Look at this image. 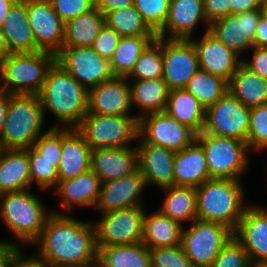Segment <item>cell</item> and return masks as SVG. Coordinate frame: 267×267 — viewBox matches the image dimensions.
I'll return each mask as SVG.
<instances>
[{"mask_svg": "<svg viewBox=\"0 0 267 267\" xmlns=\"http://www.w3.org/2000/svg\"><path fill=\"white\" fill-rule=\"evenodd\" d=\"M50 2L64 23L95 8V0H50Z\"/></svg>", "mask_w": 267, "mask_h": 267, "instance_id": "46", "label": "cell"}, {"mask_svg": "<svg viewBox=\"0 0 267 267\" xmlns=\"http://www.w3.org/2000/svg\"><path fill=\"white\" fill-rule=\"evenodd\" d=\"M248 254L252 266H267V208L261 205L246 207L233 232Z\"/></svg>", "mask_w": 267, "mask_h": 267, "instance_id": "16", "label": "cell"}, {"mask_svg": "<svg viewBox=\"0 0 267 267\" xmlns=\"http://www.w3.org/2000/svg\"><path fill=\"white\" fill-rule=\"evenodd\" d=\"M39 238L33 243L50 267H97L93 221H81L67 213L52 210Z\"/></svg>", "mask_w": 267, "mask_h": 267, "instance_id": "1", "label": "cell"}, {"mask_svg": "<svg viewBox=\"0 0 267 267\" xmlns=\"http://www.w3.org/2000/svg\"><path fill=\"white\" fill-rule=\"evenodd\" d=\"M11 95L12 94L10 92L0 88V135L6 122L7 110Z\"/></svg>", "mask_w": 267, "mask_h": 267, "instance_id": "55", "label": "cell"}, {"mask_svg": "<svg viewBox=\"0 0 267 267\" xmlns=\"http://www.w3.org/2000/svg\"><path fill=\"white\" fill-rule=\"evenodd\" d=\"M37 94H12L0 149H27L45 132L46 120Z\"/></svg>", "mask_w": 267, "mask_h": 267, "instance_id": "5", "label": "cell"}, {"mask_svg": "<svg viewBox=\"0 0 267 267\" xmlns=\"http://www.w3.org/2000/svg\"><path fill=\"white\" fill-rule=\"evenodd\" d=\"M136 114L100 115L87 113L76 128L91 149L129 147L138 138Z\"/></svg>", "mask_w": 267, "mask_h": 267, "instance_id": "8", "label": "cell"}, {"mask_svg": "<svg viewBox=\"0 0 267 267\" xmlns=\"http://www.w3.org/2000/svg\"><path fill=\"white\" fill-rule=\"evenodd\" d=\"M145 188L147 185L140 170L130 176L104 182L101 184L100 195L94 209L107 213L143 206L141 194Z\"/></svg>", "mask_w": 267, "mask_h": 267, "instance_id": "19", "label": "cell"}, {"mask_svg": "<svg viewBox=\"0 0 267 267\" xmlns=\"http://www.w3.org/2000/svg\"><path fill=\"white\" fill-rule=\"evenodd\" d=\"M162 190L166 193L159 210L162 214L182 226L198 219L196 187L172 185Z\"/></svg>", "mask_w": 267, "mask_h": 267, "instance_id": "33", "label": "cell"}, {"mask_svg": "<svg viewBox=\"0 0 267 267\" xmlns=\"http://www.w3.org/2000/svg\"><path fill=\"white\" fill-rule=\"evenodd\" d=\"M30 191L31 189H26L1 194L0 218L6 228L16 236L17 242H0L28 246L39 238L48 217L53 212L51 209H45L42 201Z\"/></svg>", "mask_w": 267, "mask_h": 267, "instance_id": "4", "label": "cell"}, {"mask_svg": "<svg viewBox=\"0 0 267 267\" xmlns=\"http://www.w3.org/2000/svg\"><path fill=\"white\" fill-rule=\"evenodd\" d=\"M163 77L161 38L157 37L139 56L128 80H152ZM131 78V79H130Z\"/></svg>", "mask_w": 267, "mask_h": 267, "instance_id": "39", "label": "cell"}, {"mask_svg": "<svg viewBox=\"0 0 267 267\" xmlns=\"http://www.w3.org/2000/svg\"><path fill=\"white\" fill-rule=\"evenodd\" d=\"M157 36H122L111 58L110 67L115 77H127L148 45Z\"/></svg>", "mask_w": 267, "mask_h": 267, "instance_id": "36", "label": "cell"}, {"mask_svg": "<svg viewBox=\"0 0 267 267\" xmlns=\"http://www.w3.org/2000/svg\"><path fill=\"white\" fill-rule=\"evenodd\" d=\"M196 195L199 220L237 229L247 207L241 180L211 178L196 187Z\"/></svg>", "mask_w": 267, "mask_h": 267, "instance_id": "3", "label": "cell"}, {"mask_svg": "<svg viewBox=\"0 0 267 267\" xmlns=\"http://www.w3.org/2000/svg\"><path fill=\"white\" fill-rule=\"evenodd\" d=\"M101 180L89 169L77 177L58 181L54 188L55 194L61 199L64 211H72L73 206L95 207L101 191Z\"/></svg>", "mask_w": 267, "mask_h": 267, "instance_id": "24", "label": "cell"}, {"mask_svg": "<svg viewBox=\"0 0 267 267\" xmlns=\"http://www.w3.org/2000/svg\"><path fill=\"white\" fill-rule=\"evenodd\" d=\"M105 24V17L96 7L65 23L63 47H92Z\"/></svg>", "mask_w": 267, "mask_h": 267, "instance_id": "34", "label": "cell"}, {"mask_svg": "<svg viewBox=\"0 0 267 267\" xmlns=\"http://www.w3.org/2000/svg\"><path fill=\"white\" fill-rule=\"evenodd\" d=\"M196 140L204 150L210 178L241 180L251 162L247 142L204 132Z\"/></svg>", "mask_w": 267, "mask_h": 267, "instance_id": "7", "label": "cell"}, {"mask_svg": "<svg viewBox=\"0 0 267 267\" xmlns=\"http://www.w3.org/2000/svg\"><path fill=\"white\" fill-rule=\"evenodd\" d=\"M185 89L206 109L228 92V82L219 76L199 69L188 81Z\"/></svg>", "mask_w": 267, "mask_h": 267, "instance_id": "37", "label": "cell"}, {"mask_svg": "<svg viewBox=\"0 0 267 267\" xmlns=\"http://www.w3.org/2000/svg\"><path fill=\"white\" fill-rule=\"evenodd\" d=\"M144 206H133L102 213V217L93 222L96 247L120 244H134L142 240Z\"/></svg>", "mask_w": 267, "mask_h": 267, "instance_id": "10", "label": "cell"}, {"mask_svg": "<svg viewBox=\"0 0 267 267\" xmlns=\"http://www.w3.org/2000/svg\"><path fill=\"white\" fill-rule=\"evenodd\" d=\"M26 12L36 51L57 55L63 48L65 23L54 11L50 0H26Z\"/></svg>", "mask_w": 267, "mask_h": 267, "instance_id": "15", "label": "cell"}, {"mask_svg": "<svg viewBox=\"0 0 267 267\" xmlns=\"http://www.w3.org/2000/svg\"><path fill=\"white\" fill-rule=\"evenodd\" d=\"M165 112L181 124L188 126L196 134L202 132L205 109L185 88L169 92Z\"/></svg>", "mask_w": 267, "mask_h": 267, "instance_id": "32", "label": "cell"}, {"mask_svg": "<svg viewBox=\"0 0 267 267\" xmlns=\"http://www.w3.org/2000/svg\"><path fill=\"white\" fill-rule=\"evenodd\" d=\"M16 0H0V27L2 26L3 20L6 17L10 7Z\"/></svg>", "mask_w": 267, "mask_h": 267, "instance_id": "56", "label": "cell"}, {"mask_svg": "<svg viewBox=\"0 0 267 267\" xmlns=\"http://www.w3.org/2000/svg\"><path fill=\"white\" fill-rule=\"evenodd\" d=\"M260 14L261 17L267 20V0H260Z\"/></svg>", "mask_w": 267, "mask_h": 267, "instance_id": "58", "label": "cell"}, {"mask_svg": "<svg viewBox=\"0 0 267 267\" xmlns=\"http://www.w3.org/2000/svg\"><path fill=\"white\" fill-rule=\"evenodd\" d=\"M1 30L10 53L36 52L35 39L26 12V0H16L10 7Z\"/></svg>", "mask_w": 267, "mask_h": 267, "instance_id": "27", "label": "cell"}, {"mask_svg": "<svg viewBox=\"0 0 267 267\" xmlns=\"http://www.w3.org/2000/svg\"><path fill=\"white\" fill-rule=\"evenodd\" d=\"M163 77L169 90L185 88L200 69L197 51L190 39L161 38Z\"/></svg>", "mask_w": 267, "mask_h": 267, "instance_id": "13", "label": "cell"}, {"mask_svg": "<svg viewBox=\"0 0 267 267\" xmlns=\"http://www.w3.org/2000/svg\"><path fill=\"white\" fill-rule=\"evenodd\" d=\"M174 185L198 187L211 179L204 150L195 139L174 157Z\"/></svg>", "mask_w": 267, "mask_h": 267, "instance_id": "26", "label": "cell"}, {"mask_svg": "<svg viewBox=\"0 0 267 267\" xmlns=\"http://www.w3.org/2000/svg\"><path fill=\"white\" fill-rule=\"evenodd\" d=\"M56 62L87 89L115 77L109 60L100 57L92 47H63Z\"/></svg>", "mask_w": 267, "mask_h": 267, "instance_id": "12", "label": "cell"}, {"mask_svg": "<svg viewBox=\"0 0 267 267\" xmlns=\"http://www.w3.org/2000/svg\"><path fill=\"white\" fill-rule=\"evenodd\" d=\"M228 92L252 109L267 103V80L241 63L228 82Z\"/></svg>", "mask_w": 267, "mask_h": 267, "instance_id": "31", "label": "cell"}, {"mask_svg": "<svg viewBox=\"0 0 267 267\" xmlns=\"http://www.w3.org/2000/svg\"><path fill=\"white\" fill-rule=\"evenodd\" d=\"M9 54H10V51L5 40V36L0 27V61Z\"/></svg>", "mask_w": 267, "mask_h": 267, "instance_id": "57", "label": "cell"}, {"mask_svg": "<svg viewBox=\"0 0 267 267\" xmlns=\"http://www.w3.org/2000/svg\"><path fill=\"white\" fill-rule=\"evenodd\" d=\"M196 133L166 112L149 113L139 118L138 136L145 142L181 151L196 139Z\"/></svg>", "mask_w": 267, "mask_h": 267, "instance_id": "14", "label": "cell"}, {"mask_svg": "<svg viewBox=\"0 0 267 267\" xmlns=\"http://www.w3.org/2000/svg\"><path fill=\"white\" fill-rule=\"evenodd\" d=\"M129 81L131 105L139 109V119L149 113L165 112L169 97V88L162 79Z\"/></svg>", "mask_w": 267, "mask_h": 267, "instance_id": "29", "label": "cell"}, {"mask_svg": "<svg viewBox=\"0 0 267 267\" xmlns=\"http://www.w3.org/2000/svg\"><path fill=\"white\" fill-rule=\"evenodd\" d=\"M182 228L181 246L194 267H211L221 248L231 239L233 231L227 226L202 221Z\"/></svg>", "mask_w": 267, "mask_h": 267, "instance_id": "9", "label": "cell"}, {"mask_svg": "<svg viewBox=\"0 0 267 267\" xmlns=\"http://www.w3.org/2000/svg\"><path fill=\"white\" fill-rule=\"evenodd\" d=\"M136 147L139 157V170L145 183L162 189L174 185V157L176 152L163 146L145 143L139 136Z\"/></svg>", "mask_w": 267, "mask_h": 267, "instance_id": "21", "label": "cell"}, {"mask_svg": "<svg viewBox=\"0 0 267 267\" xmlns=\"http://www.w3.org/2000/svg\"><path fill=\"white\" fill-rule=\"evenodd\" d=\"M211 267H253L241 243L232 236L221 248Z\"/></svg>", "mask_w": 267, "mask_h": 267, "instance_id": "44", "label": "cell"}, {"mask_svg": "<svg viewBox=\"0 0 267 267\" xmlns=\"http://www.w3.org/2000/svg\"><path fill=\"white\" fill-rule=\"evenodd\" d=\"M260 10L229 15L210 24L209 32L238 56L253 48Z\"/></svg>", "mask_w": 267, "mask_h": 267, "instance_id": "17", "label": "cell"}, {"mask_svg": "<svg viewBox=\"0 0 267 267\" xmlns=\"http://www.w3.org/2000/svg\"><path fill=\"white\" fill-rule=\"evenodd\" d=\"M97 267H151L149 248L142 242L102 247Z\"/></svg>", "mask_w": 267, "mask_h": 267, "instance_id": "35", "label": "cell"}, {"mask_svg": "<svg viewBox=\"0 0 267 267\" xmlns=\"http://www.w3.org/2000/svg\"><path fill=\"white\" fill-rule=\"evenodd\" d=\"M20 250L21 246L0 242V267H12L14 257Z\"/></svg>", "mask_w": 267, "mask_h": 267, "instance_id": "51", "label": "cell"}, {"mask_svg": "<svg viewBox=\"0 0 267 267\" xmlns=\"http://www.w3.org/2000/svg\"><path fill=\"white\" fill-rule=\"evenodd\" d=\"M260 8V0H232L231 15H238L243 12L258 10Z\"/></svg>", "mask_w": 267, "mask_h": 267, "instance_id": "53", "label": "cell"}, {"mask_svg": "<svg viewBox=\"0 0 267 267\" xmlns=\"http://www.w3.org/2000/svg\"><path fill=\"white\" fill-rule=\"evenodd\" d=\"M26 189H32L27 149H1L0 193Z\"/></svg>", "mask_w": 267, "mask_h": 267, "instance_id": "28", "label": "cell"}, {"mask_svg": "<svg viewBox=\"0 0 267 267\" xmlns=\"http://www.w3.org/2000/svg\"><path fill=\"white\" fill-rule=\"evenodd\" d=\"M232 0H203L204 14L209 24L231 15Z\"/></svg>", "mask_w": 267, "mask_h": 267, "instance_id": "48", "label": "cell"}, {"mask_svg": "<svg viewBox=\"0 0 267 267\" xmlns=\"http://www.w3.org/2000/svg\"><path fill=\"white\" fill-rule=\"evenodd\" d=\"M131 94L126 77H114L88 89L87 113L100 115L131 114Z\"/></svg>", "mask_w": 267, "mask_h": 267, "instance_id": "20", "label": "cell"}, {"mask_svg": "<svg viewBox=\"0 0 267 267\" xmlns=\"http://www.w3.org/2000/svg\"><path fill=\"white\" fill-rule=\"evenodd\" d=\"M92 149L76 128H62L58 181L77 177L91 169Z\"/></svg>", "mask_w": 267, "mask_h": 267, "instance_id": "25", "label": "cell"}, {"mask_svg": "<svg viewBox=\"0 0 267 267\" xmlns=\"http://www.w3.org/2000/svg\"><path fill=\"white\" fill-rule=\"evenodd\" d=\"M251 59H242V64L267 80V48L253 47ZM248 60V61H247Z\"/></svg>", "mask_w": 267, "mask_h": 267, "instance_id": "49", "label": "cell"}, {"mask_svg": "<svg viewBox=\"0 0 267 267\" xmlns=\"http://www.w3.org/2000/svg\"><path fill=\"white\" fill-rule=\"evenodd\" d=\"M183 226L162 214L159 210L145 212L141 242L149 249L181 245Z\"/></svg>", "mask_w": 267, "mask_h": 267, "instance_id": "30", "label": "cell"}, {"mask_svg": "<svg viewBox=\"0 0 267 267\" xmlns=\"http://www.w3.org/2000/svg\"><path fill=\"white\" fill-rule=\"evenodd\" d=\"M251 109L227 92L205 109L202 132L247 142Z\"/></svg>", "mask_w": 267, "mask_h": 267, "instance_id": "11", "label": "cell"}, {"mask_svg": "<svg viewBox=\"0 0 267 267\" xmlns=\"http://www.w3.org/2000/svg\"><path fill=\"white\" fill-rule=\"evenodd\" d=\"M133 5L134 0H95V7L99 9L103 15Z\"/></svg>", "mask_w": 267, "mask_h": 267, "instance_id": "52", "label": "cell"}, {"mask_svg": "<svg viewBox=\"0 0 267 267\" xmlns=\"http://www.w3.org/2000/svg\"><path fill=\"white\" fill-rule=\"evenodd\" d=\"M27 153L30 163L31 187L36 184L41 191L54 189L58 183L57 168L60 161L43 159L32 147L27 148Z\"/></svg>", "mask_w": 267, "mask_h": 267, "instance_id": "40", "label": "cell"}, {"mask_svg": "<svg viewBox=\"0 0 267 267\" xmlns=\"http://www.w3.org/2000/svg\"><path fill=\"white\" fill-rule=\"evenodd\" d=\"M105 24L122 36H157L143 20L135 6L114 10L104 15Z\"/></svg>", "mask_w": 267, "mask_h": 267, "instance_id": "38", "label": "cell"}, {"mask_svg": "<svg viewBox=\"0 0 267 267\" xmlns=\"http://www.w3.org/2000/svg\"><path fill=\"white\" fill-rule=\"evenodd\" d=\"M193 38L190 40L197 51L200 69L229 82L231 76L242 63V58L209 31L205 30L204 35L199 40Z\"/></svg>", "mask_w": 267, "mask_h": 267, "instance_id": "18", "label": "cell"}, {"mask_svg": "<svg viewBox=\"0 0 267 267\" xmlns=\"http://www.w3.org/2000/svg\"><path fill=\"white\" fill-rule=\"evenodd\" d=\"M21 249L14 257L12 267H50L37 254L26 257Z\"/></svg>", "mask_w": 267, "mask_h": 267, "instance_id": "50", "label": "cell"}, {"mask_svg": "<svg viewBox=\"0 0 267 267\" xmlns=\"http://www.w3.org/2000/svg\"><path fill=\"white\" fill-rule=\"evenodd\" d=\"M91 169L98 175L102 183L136 173L139 170L136 145L92 150Z\"/></svg>", "mask_w": 267, "mask_h": 267, "instance_id": "23", "label": "cell"}, {"mask_svg": "<svg viewBox=\"0 0 267 267\" xmlns=\"http://www.w3.org/2000/svg\"><path fill=\"white\" fill-rule=\"evenodd\" d=\"M120 35L106 24L101 28L99 35L94 40L92 49L102 58L111 60L118 45Z\"/></svg>", "mask_w": 267, "mask_h": 267, "instance_id": "47", "label": "cell"}, {"mask_svg": "<svg viewBox=\"0 0 267 267\" xmlns=\"http://www.w3.org/2000/svg\"><path fill=\"white\" fill-rule=\"evenodd\" d=\"M38 95L44 116L50 111L58 122L52 127L77 128L87 114L88 89L57 62L49 69Z\"/></svg>", "mask_w": 267, "mask_h": 267, "instance_id": "2", "label": "cell"}, {"mask_svg": "<svg viewBox=\"0 0 267 267\" xmlns=\"http://www.w3.org/2000/svg\"><path fill=\"white\" fill-rule=\"evenodd\" d=\"M171 0H134V6L147 25L157 33L165 24Z\"/></svg>", "mask_w": 267, "mask_h": 267, "instance_id": "41", "label": "cell"}, {"mask_svg": "<svg viewBox=\"0 0 267 267\" xmlns=\"http://www.w3.org/2000/svg\"><path fill=\"white\" fill-rule=\"evenodd\" d=\"M247 145L253 151L267 148V103L251 109Z\"/></svg>", "mask_w": 267, "mask_h": 267, "instance_id": "42", "label": "cell"}, {"mask_svg": "<svg viewBox=\"0 0 267 267\" xmlns=\"http://www.w3.org/2000/svg\"><path fill=\"white\" fill-rule=\"evenodd\" d=\"M43 159L60 161L62 149V128L50 127L32 145Z\"/></svg>", "mask_w": 267, "mask_h": 267, "instance_id": "45", "label": "cell"}, {"mask_svg": "<svg viewBox=\"0 0 267 267\" xmlns=\"http://www.w3.org/2000/svg\"><path fill=\"white\" fill-rule=\"evenodd\" d=\"M253 47L267 48V20L263 17L258 22Z\"/></svg>", "mask_w": 267, "mask_h": 267, "instance_id": "54", "label": "cell"}, {"mask_svg": "<svg viewBox=\"0 0 267 267\" xmlns=\"http://www.w3.org/2000/svg\"><path fill=\"white\" fill-rule=\"evenodd\" d=\"M200 21L209 31L203 0H171L167 20L156 35L167 39H190Z\"/></svg>", "mask_w": 267, "mask_h": 267, "instance_id": "22", "label": "cell"}, {"mask_svg": "<svg viewBox=\"0 0 267 267\" xmlns=\"http://www.w3.org/2000/svg\"><path fill=\"white\" fill-rule=\"evenodd\" d=\"M56 55L36 51L10 53L0 61V88L11 94H39Z\"/></svg>", "mask_w": 267, "mask_h": 267, "instance_id": "6", "label": "cell"}, {"mask_svg": "<svg viewBox=\"0 0 267 267\" xmlns=\"http://www.w3.org/2000/svg\"><path fill=\"white\" fill-rule=\"evenodd\" d=\"M151 267H194L181 245L149 249Z\"/></svg>", "mask_w": 267, "mask_h": 267, "instance_id": "43", "label": "cell"}]
</instances>
